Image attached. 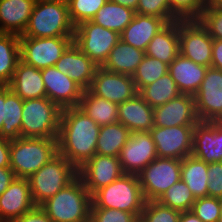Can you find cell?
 I'll return each instance as SVG.
<instances>
[{
	"label": "cell",
	"mask_w": 222,
	"mask_h": 222,
	"mask_svg": "<svg viewBox=\"0 0 222 222\" xmlns=\"http://www.w3.org/2000/svg\"><path fill=\"white\" fill-rule=\"evenodd\" d=\"M120 40V34L116 31L91 21L82 22L75 27L74 43L99 67Z\"/></svg>",
	"instance_id": "9c48e42d"
},
{
	"label": "cell",
	"mask_w": 222,
	"mask_h": 222,
	"mask_svg": "<svg viewBox=\"0 0 222 222\" xmlns=\"http://www.w3.org/2000/svg\"><path fill=\"white\" fill-rule=\"evenodd\" d=\"M154 126H195L199 119L195 109V98L180 94L169 102L153 108Z\"/></svg>",
	"instance_id": "ac0fdd59"
},
{
	"label": "cell",
	"mask_w": 222,
	"mask_h": 222,
	"mask_svg": "<svg viewBox=\"0 0 222 222\" xmlns=\"http://www.w3.org/2000/svg\"><path fill=\"white\" fill-rule=\"evenodd\" d=\"M157 157L151 133L133 132L126 144L121 148L119 161L125 174L138 175Z\"/></svg>",
	"instance_id": "2e32d148"
},
{
	"label": "cell",
	"mask_w": 222,
	"mask_h": 222,
	"mask_svg": "<svg viewBox=\"0 0 222 222\" xmlns=\"http://www.w3.org/2000/svg\"><path fill=\"white\" fill-rule=\"evenodd\" d=\"M144 56L145 51L120 40L110 51L108 58L101 67L110 72L132 76Z\"/></svg>",
	"instance_id": "83f0119b"
},
{
	"label": "cell",
	"mask_w": 222,
	"mask_h": 222,
	"mask_svg": "<svg viewBox=\"0 0 222 222\" xmlns=\"http://www.w3.org/2000/svg\"><path fill=\"white\" fill-rule=\"evenodd\" d=\"M62 110L47 97L23 100L21 137L58 138Z\"/></svg>",
	"instance_id": "52a82bcc"
},
{
	"label": "cell",
	"mask_w": 222,
	"mask_h": 222,
	"mask_svg": "<svg viewBox=\"0 0 222 222\" xmlns=\"http://www.w3.org/2000/svg\"><path fill=\"white\" fill-rule=\"evenodd\" d=\"M37 0H0V33L22 35Z\"/></svg>",
	"instance_id": "603a6c76"
},
{
	"label": "cell",
	"mask_w": 222,
	"mask_h": 222,
	"mask_svg": "<svg viewBox=\"0 0 222 222\" xmlns=\"http://www.w3.org/2000/svg\"><path fill=\"white\" fill-rule=\"evenodd\" d=\"M135 14V10L108 0L104 6L97 11L96 15L91 19V22L121 34L131 23Z\"/></svg>",
	"instance_id": "4dcf8cb0"
},
{
	"label": "cell",
	"mask_w": 222,
	"mask_h": 222,
	"mask_svg": "<svg viewBox=\"0 0 222 222\" xmlns=\"http://www.w3.org/2000/svg\"><path fill=\"white\" fill-rule=\"evenodd\" d=\"M0 167H10V140L0 136Z\"/></svg>",
	"instance_id": "681fc988"
},
{
	"label": "cell",
	"mask_w": 222,
	"mask_h": 222,
	"mask_svg": "<svg viewBox=\"0 0 222 222\" xmlns=\"http://www.w3.org/2000/svg\"><path fill=\"white\" fill-rule=\"evenodd\" d=\"M100 126L79 107L62 110L58 134V153L77 169L96 154Z\"/></svg>",
	"instance_id": "6da1fadb"
},
{
	"label": "cell",
	"mask_w": 222,
	"mask_h": 222,
	"mask_svg": "<svg viewBox=\"0 0 222 222\" xmlns=\"http://www.w3.org/2000/svg\"><path fill=\"white\" fill-rule=\"evenodd\" d=\"M5 103V85H0V131L3 125Z\"/></svg>",
	"instance_id": "f907efd6"
},
{
	"label": "cell",
	"mask_w": 222,
	"mask_h": 222,
	"mask_svg": "<svg viewBox=\"0 0 222 222\" xmlns=\"http://www.w3.org/2000/svg\"><path fill=\"white\" fill-rule=\"evenodd\" d=\"M89 222H139L133 214L117 209L91 208Z\"/></svg>",
	"instance_id": "ee69618b"
},
{
	"label": "cell",
	"mask_w": 222,
	"mask_h": 222,
	"mask_svg": "<svg viewBox=\"0 0 222 222\" xmlns=\"http://www.w3.org/2000/svg\"><path fill=\"white\" fill-rule=\"evenodd\" d=\"M89 90L96 96L116 104L133 98L138 91L132 76L114 73L98 67Z\"/></svg>",
	"instance_id": "5bb4252c"
},
{
	"label": "cell",
	"mask_w": 222,
	"mask_h": 222,
	"mask_svg": "<svg viewBox=\"0 0 222 222\" xmlns=\"http://www.w3.org/2000/svg\"><path fill=\"white\" fill-rule=\"evenodd\" d=\"M166 24L162 18L136 13L131 23L120 34V39L126 44L146 51L149 42Z\"/></svg>",
	"instance_id": "484cf974"
},
{
	"label": "cell",
	"mask_w": 222,
	"mask_h": 222,
	"mask_svg": "<svg viewBox=\"0 0 222 222\" xmlns=\"http://www.w3.org/2000/svg\"><path fill=\"white\" fill-rule=\"evenodd\" d=\"M218 222H222V209H221V213H220Z\"/></svg>",
	"instance_id": "9f6ffc18"
},
{
	"label": "cell",
	"mask_w": 222,
	"mask_h": 222,
	"mask_svg": "<svg viewBox=\"0 0 222 222\" xmlns=\"http://www.w3.org/2000/svg\"><path fill=\"white\" fill-rule=\"evenodd\" d=\"M194 126H153L150 133L159 158L182 160L192 155Z\"/></svg>",
	"instance_id": "4fadbf2b"
},
{
	"label": "cell",
	"mask_w": 222,
	"mask_h": 222,
	"mask_svg": "<svg viewBox=\"0 0 222 222\" xmlns=\"http://www.w3.org/2000/svg\"><path fill=\"white\" fill-rule=\"evenodd\" d=\"M64 4H68L71 0H55Z\"/></svg>",
	"instance_id": "11a10c76"
},
{
	"label": "cell",
	"mask_w": 222,
	"mask_h": 222,
	"mask_svg": "<svg viewBox=\"0 0 222 222\" xmlns=\"http://www.w3.org/2000/svg\"><path fill=\"white\" fill-rule=\"evenodd\" d=\"M12 222H53L48 214L40 207L35 206L32 210L26 212Z\"/></svg>",
	"instance_id": "bcb514c9"
},
{
	"label": "cell",
	"mask_w": 222,
	"mask_h": 222,
	"mask_svg": "<svg viewBox=\"0 0 222 222\" xmlns=\"http://www.w3.org/2000/svg\"><path fill=\"white\" fill-rule=\"evenodd\" d=\"M179 222H202V221L191 211H185L181 212Z\"/></svg>",
	"instance_id": "816d5d0a"
},
{
	"label": "cell",
	"mask_w": 222,
	"mask_h": 222,
	"mask_svg": "<svg viewBox=\"0 0 222 222\" xmlns=\"http://www.w3.org/2000/svg\"><path fill=\"white\" fill-rule=\"evenodd\" d=\"M16 178L10 167H0V196Z\"/></svg>",
	"instance_id": "7dc6e473"
},
{
	"label": "cell",
	"mask_w": 222,
	"mask_h": 222,
	"mask_svg": "<svg viewBox=\"0 0 222 222\" xmlns=\"http://www.w3.org/2000/svg\"><path fill=\"white\" fill-rule=\"evenodd\" d=\"M124 174L119 157L98 154H95L78 169V176L91 195Z\"/></svg>",
	"instance_id": "9a60e30c"
},
{
	"label": "cell",
	"mask_w": 222,
	"mask_h": 222,
	"mask_svg": "<svg viewBox=\"0 0 222 222\" xmlns=\"http://www.w3.org/2000/svg\"><path fill=\"white\" fill-rule=\"evenodd\" d=\"M179 54V20L167 23L149 42L145 55L170 64Z\"/></svg>",
	"instance_id": "4316f807"
},
{
	"label": "cell",
	"mask_w": 222,
	"mask_h": 222,
	"mask_svg": "<svg viewBox=\"0 0 222 222\" xmlns=\"http://www.w3.org/2000/svg\"><path fill=\"white\" fill-rule=\"evenodd\" d=\"M145 203L138 176L124 174L92 195L91 208L122 210L133 213L139 219Z\"/></svg>",
	"instance_id": "5b68a950"
},
{
	"label": "cell",
	"mask_w": 222,
	"mask_h": 222,
	"mask_svg": "<svg viewBox=\"0 0 222 222\" xmlns=\"http://www.w3.org/2000/svg\"><path fill=\"white\" fill-rule=\"evenodd\" d=\"M35 206L28 178L16 177L0 196V222H12Z\"/></svg>",
	"instance_id": "44dd1931"
},
{
	"label": "cell",
	"mask_w": 222,
	"mask_h": 222,
	"mask_svg": "<svg viewBox=\"0 0 222 222\" xmlns=\"http://www.w3.org/2000/svg\"><path fill=\"white\" fill-rule=\"evenodd\" d=\"M137 176L145 200L157 201L166 190L181 180V160L157 157Z\"/></svg>",
	"instance_id": "ba28073f"
},
{
	"label": "cell",
	"mask_w": 222,
	"mask_h": 222,
	"mask_svg": "<svg viewBox=\"0 0 222 222\" xmlns=\"http://www.w3.org/2000/svg\"><path fill=\"white\" fill-rule=\"evenodd\" d=\"M57 154V138L20 137L10 140V168L17 178H29Z\"/></svg>",
	"instance_id": "3957f363"
},
{
	"label": "cell",
	"mask_w": 222,
	"mask_h": 222,
	"mask_svg": "<svg viewBox=\"0 0 222 222\" xmlns=\"http://www.w3.org/2000/svg\"><path fill=\"white\" fill-rule=\"evenodd\" d=\"M8 86L23 100L47 97L41 69L26 64L21 59Z\"/></svg>",
	"instance_id": "d4e9b609"
},
{
	"label": "cell",
	"mask_w": 222,
	"mask_h": 222,
	"mask_svg": "<svg viewBox=\"0 0 222 222\" xmlns=\"http://www.w3.org/2000/svg\"><path fill=\"white\" fill-rule=\"evenodd\" d=\"M208 67L196 64L180 53L169 64L168 73L182 94L195 95L204 79Z\"/></svg>",
	"instance_id": "cb8c5ba5"
},
{
	"label": "cell",
	"mask_w": 222,
	"mask_h": 222,
	"mask_svg": "<svg viewBox=\"0 0 222 222\" xmlns=\"http://www.w3.org/2000/svg\"><path fill=\"white\" fill-rule=\"evenodd\" d=\"M118 119L131 133L150 132L154 126L153 108L139 95L118 104Z\"/></svg>",
	"instance_id": "7402d4cb"
},
{
	"label": "cell",
	"mask_w": 222,
	"mask_h": 222,
	"mask_svg": "<svg viewBox=\"0 0 222 222\" xmlns=\"http://www.w3.org/2000/svg\"><path fill=\"white\" fill-rule=\"evenodd\" d=\"M131 132L120 122L100 126L96 154L119 157L121 148L126 144Z\"/></svg>",
	"instance_id": "1f68e13d"
},
{
	"label": "cell",
	"mask_w": 222,
	"mask_h": 222,
	"mask_svg": "<svg viewBox=\"0 0 222 222\" xmlns=\"http://www.w3.org/2000/svg\"><path fill=\"white\" fill-rule=\"evenodd\" d=\"M46 96L62 109L78 107L84 89L55 66L41 69Z\"/></svg>",
	"instance_id": "e0dca14e"
},
{
	"label": "cell",
	"mask_w": 222,
	"mask_h": 222,
	"mask_svg": "<svg viewBox=\"0 0 222 222\" xmlns=\"http://www.w3.org/2000/svg\"><path fill=\"white\" fill-rule=\"evenodd\" d=\"M181 212L158 201H146L139 222H179Z\"/></svg>",
	"instance_id": "f35d334b"
},
{
	"label": "cell",
	"mask_w": 222,
	"mask_h": 222,
	"mask_svg": "<svg viewBox=\"0 0 222 222\" xmlns=\"http://www.w3.org/2000/svg\"><path fill=\"white\" fill-rule=\"evenodd\" d=\"M19 35L0 33V85H9L20 60Z\"/></svg>",
	"instance_id": "836d02e7"
},
{
	"label": "cell",
	"mask_w": 222,
	"mask_h": 222,
	"mask_svg": "<svg viewBox=\"0 0 222 222\" xmlns=\"http://www.w3.org/2000/svg\"><path fill=\"white\" fill-rule=\"evenodd\" d=\"M169 5L177 20H198L205 9L203 0H169Z\"/></svg>",
	"instance_id": "60d3db41"
},
{
	"label": "cell",
	"mask_w": 222,
	"mask_h": 222,
	"mask_svg": "<svg viewBox=\"0 0 222 222\" xmlns=\"http://www.w3.org/2000/svg\"><path fill=\"white\" fill-rule=\"evenodd\" d=\"M222 209V199L215 197L196 198L191 212L202 222H218Z\"/></svg>",
	"instance_id": "ab89813d"
},
{
	"label": "cell",
	"mask_w": 222,
	"mask_h": 222,
	"mask_svg": "<svg viewBox=\"0 0 222 222\" xmlns=\"http://www.w3.org/2000/svg\"><path fill=\"white\" fill-rule=\"evenodd\" d=\"M199 121H222V70L208 67L194 95Z\"/></svg>",
	"instance_id": "7c38bea8"
},
{
	"label": "cell",
	"mask_w": 222,
	"mask_h": 222,
	"mask_svg": "<svg viewBox=\"0 0 222 222\" xmlns=\"http://www.w3.org/2000/svg\"><path fill=\"white\" fill-rule=\"evenodd\" d=\"M192 155L206 163L222 162V121H199L194 126Z\"/></svg>",
	"instance_id": "d6986e66"
},
{
	"label": "cell",
	"mask_w": 222,
	"mask_h": 222,
	"mask_svg": "<svg viewBox=\"0 0 222 222\" xmlns=\"http://www.w3.org/2000/svg\"><path fill=\"white\" fill-rule=\"evenodd\" d=\"M204 7H222V0H203Z\"/></svg>",
	"instance_id": "db71d44e"
},
{
	"label": "cell",
	"mask_w": 222,
	"mask_h": 222,
	"mask_svg": "<svg viewBox=\"0 0 222 222\" xmlns=\"http://www.w3.org/2000/svg\"><path fill=\"white\" fill-rule=\"evenodd\" d=\"M54 66L61 73L68 75L84 90L90 88L95 72L99 67L74 42Z\"/></svg>",
	"instance_id": "ffe728a7"
},
{
	"label": "cell",
	"mask_w": 222,
	"mask_h": 222,
	"mask_svg": "<svg viewBox=\"0 0 222 222\" xmlns=\"http://www.w3.org/2000/svg\"><path fill=\"white\" fill-rule=\"evenodd\" d=\"M78 107L99 126L119 122L118 104L84 90Z\"/></svg>",
	"instance_id": "f1b7e54d"
},
{
	"label": "cell",
	"mask_w": 222,
	"mask_h": 222,
	"mask_svg": "<svg viewBox=\"0 0 222 222\" xmlns=\"http://www.w3.org/2000/svg\"><path fill=\"white\" fill-rule=\"evenodd\" d=\"M136 13L159 17L164 19L167 23L177 21L170 12L169 0H138Z\"/></svg>",
	"instance_id": "b9f144b4"
},
{
	"label": "cell",
	"mask_w": 222,
	"mask_h": 222,
	"mask_svg": "<svg viewBox=\"0 0 222 222\" xmlns=\"http://www.w3.org/2000/svg\"><path fill=\"white\" fill-rule=\"evenodd\" d=\"M23 99L5 85L3 125L0 136L9 140L21 137Z\"/></svg>",
	"instance_id": "d6a6232c"
},
{
	"label": "cell",
	"mask_w": 222,
	"mask_h": 222,
	"mask_svg": "<svg viewBox=\"0 0 222 222\" xmlns=\"http://www.w3.org/2000/svg\"><path fill=\"white\" fill-rule=\"evenodd\" d=\"M195 200L196 198L186 183L180 180L166 190L157 201L164 206H168L180 212H185L191 211Z\"/></svg>",
	"instance_id": "8d00e7d4"
},
{
	"label": "cell",
	"mask_w": 222,
	"mask_h": 222,
	"mask_svg": "<svg viewBox=\"0 0 222 222\" xmlns=\"http://www.w3.org/2000/svg\"><path fill=\"white\" fill-rule=\"evenodd\" d=\"M75 26L68 5L55 0H37L28 25L19 37L74 36Z\"/></svg>",
	"instance_id": "277c9868"
},
{
	"label": "cell",
	"mask_w": 222,
	"mask_h": 222,
	"mask_svg": "<svg viewBox=\"0 0 222 222\" xmlns=\"http://www.w3.org/2000/svg\"><path fill=\"white\" fill-rule=\"evenodd\" d=\"M92 195L77 176L40 207L53 222H89Z\"/></svg>",
	"instance_id": "7a4b0ae2"
},
{
	"label": "cell",
	"mask_w": 222,
	"mask_h": 222,
	"mask_svg": "<svg viewBox=\"0 0 222 222\" xmlns=\"http://www.w3.org/2000/svg\"><path fill=\"white\" fill-rule=\"evenodd\" d=\"M198 20L213 39L222 40V7H206Z\"/></svg>",
	"instance_id": "7bdbcfd3"
},
{
	"label": "cell",
	"mask_w": 222,
	"mask_h": 222,
	"mask_svg": "<svg viewBox=\"0 0 222 222\" xmlns=\"http://www.w3.org/2000/svg\"><path fill=\"white\" fill-rule=\"evenodd\" d=\"M213 38L199 20H179V53L196 64L211 67Z\"/></svg>",
	"instance_id": "8fae6325"
},
{
	"label": "cell",
	"mask_w": 222,
	"mask_h": 222,
	"mask_svg": "<svg viewBox=\"0 0 222 222\" xmlns=\"http://www.w3.org/2000/svg\"><path fill=\"white\" fill-rule=\"evenodd\" d=\"M208 163L189 155L181 160V180L195 198L208 196Z\"/></svg>",
	"instance_id": "f546056e"
},
{
	"label": "cell",
	"mask_w": 222,
	"mask_h": 222,
	"mask_svg": "<svg viewBox=\"0 0 222 222\" xmlns=\"http://www.w3.org/2000/svg\"><path fill=\"white\" fill-rule=\"evenodd\" d=\"M20 58L37 69L54 66L61 55L74 42V36L19 37Z\"/></svg>",
	"instance_id": "30bf717a"
},
{
	"label": "cell",
	"mask_w": 222,
	"mask_h": 222,
	"mask_svg": "<svg viewBox=\"0 0 222 222\" xmlns=\"http://www.w3.org/2000/svg\"><path fill=\"white\" fill-rule=\"evenodd\" d=\"M77 176L78 169L58 153L28 178L33 203L41 206Z\"/></svg>",
	"instance_id": "8992f818"
},
{
	"label": "cell",
	"mask_w": 222,
	"mask_h": 222,
	"mask_svg": "<svg viewBox=\"0 0 222 222\" xmlns=\"http://www.w3.org/2000/svg\"><path fill=\"white\" fill-rule=\"evenodd\" d=\"M169 65L153 57L144 56L142 62L138 65L132 75L137 91L139 92L145 86L152 84L161 76L168 73Z\"/></svg>",
	"instance_id": "d590c367"
},
{
	"label": "cell",
	"mask_w": 222,
	"mask_h": 222,
	"mask_svg": "<svg viewBox=\"0 0 222 222\" xmlns=\"http://www.w3.org/2000/svg\"><path fill=\"white\" fill-rule=\"evenodd\" d=\"M136 11L138 0H109Z\"/></svg>",
	"instance_id": "f5cc1de1"
},
{
	"label": "cell",
	"mask_w": 222,
	"mask_h": 222,
	"mask_svg": "<svg viewBox=\"0 0 222 222\" xmlns=\"http://www.w3.org/2000/svg\"><path fill=\"white\" fill-rule=\"evenodd\" d=\"M138 94L152 107L163 105L181 94L169 73L142 88Z\"/></svg>",
	"instance_id": "e575fe53"
},
{
	"label": "cell",
	"mask_w": 222,
	"mask_h": 222,
	"mask_svg": "<svg viewBox=\"0 0 222 222\" xmlns=\"http://www.w3.org/2000/svg\"><path fill=\"white\" fill-rule=\"evenodd\" d=\"M108 0H71L68 5L69 16L76 27L85 21H91L97 11L104 6Z\"/></svg>",
	"instance_id": "74e56055"
},
{
	"label": "cell",
	"mask_w": 222,
	"mask_h": 222,
	"mask_svg": "<svg viewBox=\"0 0 222 222\" xmlns=\"http://www.w3.org/2000/svg\"><path fill=\"white\" fill-rule=\"evenodd\" d=\"M211 67L222 70V40L213 39Z\"/></svg>",
	"instance_id": "c3c4849f"
},
{
	"label": "cell",
	"mask_w": 222,
	"mask_h": 222,
	"mask_svg": "<svg viewBox=\"0 0 222 222\" xmlns=\"http://www.w3.org/2000/svg\"><path fill=\"white\" fill-rule=\"evenodd\" d=\"M208 196L222 199V162L208 163Z\"/></svg>",
	"instance_id": "f6af8a7d"
}]
</instances>
